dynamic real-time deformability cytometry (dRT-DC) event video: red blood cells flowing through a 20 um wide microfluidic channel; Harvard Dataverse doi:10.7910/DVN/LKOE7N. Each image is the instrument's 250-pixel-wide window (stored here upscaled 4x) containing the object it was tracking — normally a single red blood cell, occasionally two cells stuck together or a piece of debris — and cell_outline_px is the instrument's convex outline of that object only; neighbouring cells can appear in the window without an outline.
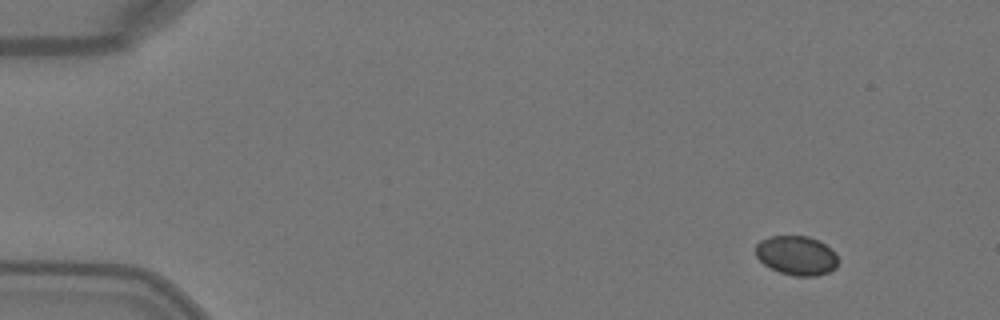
{"species": "Egyptian fruit bat (a non-hibernating species)", "species_latin": "Rousettus aegyptiacus", "temperature_condition": "warm", "stored_images_in_passage": 3, "camera_frame_rate_fps": 3000, "um_per_image_px": 0.085, "animal": {"sex": "female"}, "frame": {"image": 1, "passage_image": 1, "time_ms": 0.0, "image_size_px": [1000, 320], "cell_outline_px": [[836, 268], [828, 272], [816, 276], [796, 276], [780, 272], [764, 264], [756, 256], [756, 244], [760, 240], [772, 236], [808, 236], [824, 244], [836, 252]], "centroid_in_image_um": [67.69, 21.71], "position_along_channel_um": 17.3, "area_um2": 18.67}}